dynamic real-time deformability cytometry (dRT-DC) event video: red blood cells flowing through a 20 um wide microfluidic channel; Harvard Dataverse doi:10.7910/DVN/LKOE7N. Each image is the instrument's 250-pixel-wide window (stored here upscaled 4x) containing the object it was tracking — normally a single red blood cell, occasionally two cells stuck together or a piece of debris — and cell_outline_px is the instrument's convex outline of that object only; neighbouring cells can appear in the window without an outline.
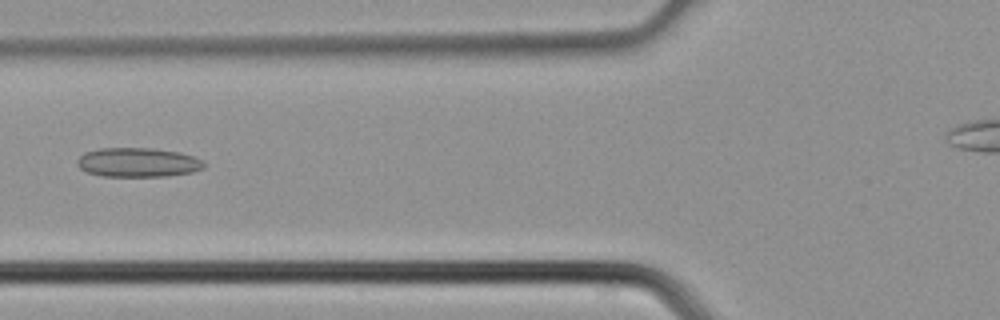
{"species": "common noctule bat (a hibernating species)", "species_latin": "Nyctalus noctula", "temperature_condition": "cold", "stored_images_in_passage": 4, "camera_frame_rate_fps": 3000, "um_per_image_px": 0.085, "animal": {"sex": "male", "body_mass_g": 21.5, "forearm_length_mm": 52.0}, "frame": {"image": 1, "passage_image": 4, "time_ms": 1.0, "image_size_px": [1000, 320], "cell_outline_px": [[208, 164], [204, 168], [192, 172], [168, 176], [100, 176], [88, 172], [80, 168], [76, 164], [76, 160], [84, 152], [100, 148], [152, 148], [180, 152], [204, 160]], "centroid_in_image_um": [11.74, 13.8], "position_along_channel_um": 114.1, "area_um2": 21.85}}